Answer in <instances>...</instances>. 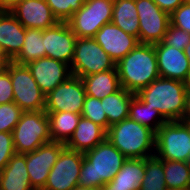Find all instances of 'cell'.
I'll list each match as a JSON object with an SVG mask.
<instances>
[{"instance_id": "5", "label": "cell", "mask_w": 190, "mask_h": 190, "mask_svg": "<svg viewBox=\"0 0 190 190\" xmlns=\"http://www.w3.org/2000/svg\"><path fill=\"white\" fill-rule=\"evenodd\" d=\"M16 153H28L52 142L50 121L45 110L23 112L12 131Z\"/></svg>"}, {"instance_id": "22", "label": "cell", "mask_w": 190, "mask_h": 190, "mask_svg": "<svg viewBox=\"0 0 190 190\" xmlns=\"http://www.w3.org/2000/svg\"><path fill=\"white\" fill-rule=\"evenodd\" d=\"M0 190H34L26 167V156L15 153L0 172Z\"/></svg>"}, {"instance_id": "41", "label": "cell", "mask_w": 190, "mask_h": 190, "mask_svg": "<svg viewBox=\"0 0 190 190\" xmlns=\"http://www.w3.org/2000/svg\"><path fill=\"white\" fill-rule=\"evenodd\" d=\"M10 61L12 60L6 55L3 47L0 45V63L5 66Z\"/></svg>"}, {"instance_id": "23", "label": "cell", "mask_w": 190, "mask_h": 190, "mask_svg": "<svg viewBox=\"0 0 190 190\" xmlns=\"http://www.w3.org/2000/svg\"><path fill=\"white\" fill-rule=\"evenodd\" d=\"M81 79L86 95L100 100L122 88L116 67Z\"/></svg>"}, {"instance_id": "1", "label": "cell", "mask_w": 190, "mask_h": 190, "mask_svg": "<svg viewBox=\"0 0 190 190\" xmlns=\"http://www.w3.org/2000/svg\"><path fill=\"white\" fill-rule=\"evenodd\" d=\"M116 68L121 87L137 94L160 77L154 44L139 43Z\"/></svg>"}, {"instance_id": "38", "label": "cell", "mask_w": 190, "mask_h": 190, "mask_svg": "<svg viewBox=\"0 0 190 190\" xmlns=\"http://www.w3.org/2000/svg\"><path fill=\"white\" fill-rule=\"evenodd\" d=\"M161 10L169 15L174 12L185 0H153Z\"/></svg>"}, {"instance_id": "30", "label": "cell", "mask_w": 190, "mask_h": 190, "mask_svg": "<svg viewBox=\"0 0 190 190\" xmlns=\"http://www.w3.org/2000/svg\"><path fill=\"white\" fill-rule=\"evenodd\" d=\"M140 190H167L164 178V160L155 155L145 158V174Z\"/></svg>"}, {"instance_id": "20", "label": "cell", "mask_w": 190, "mask_h": 190, "mask_svg": "<svg viewBox=\"0 0 190 190\" xmlns=\"http://www.w3.org/2000/svg\"><path fill=\"white\" fill-rule=\"evenodd\" d=\"M145 174V158H127L114 178L101 190H140Z\"/></svg>"}, {"instance_id": "12", "label": "cell", "mask_w": 190, "mask_h": 190, "mask_svg": "<svg viewBox=\"0 0 190 190\" xmlns=\"http://www.w3.org/2000/svg\"><path fill=\"white\" fill-rule=\"evenodd\" d=\"M86 98L85 86L80 77L70 76L45 97V112L71 111L81 114Z\"/></svg>"}, {"instance_id": "26", "label": "cell", "mask_w": 190, "mask_h": 190, "mask_svg": "<svg viewBox=\"0 0 190 190\" xmlns=\"http://www.w3.org/2000/svg\"><path fill=\"white\" fill-rule=\"evenodd\" d=\"M46 113L50 121L52 142L66 144L76 130L81 114H76L71 111Z\"/></svg>"}, {"instance_id": "16", "label": "cell", "mask_w": 190, "mask_h": 190, "mask_svg": "<svg viewBox=\"0 0 190 190\" xmlns=\"http://www.w3.org/2000/svg\"><path fill=\"white\" fill-rule=\"evenodd\" d=\"M154 49L160 77L190 84L189 62L183 50L165 45L163 42L155 43Z\"/></svg>"}, {"instance_id": "14", "label": "cell", "mask_w": 190, "mask_h": 190, "mask_svg": "<svg viewBox=\"0 0 190 190\" xmlns=\"http://www.w3.org/2000/svg\"><path fill=\"white\" fill-rule=\"evenodd\" d=\"M77 37L67 22H58L55 26L43 30L46 57L71 64Z\"/></svg>"}, {"instance_id": "13", "label": "cell", "mask_w": 190, "mask_h": 190, "mask_svg": "<svg viewBox=\"0 0 190 190\" xmlns=\"http://www.w3.org/2000/svg\"><path fill=\"white\" fill-rule=\"evenodd\" d=\"M64 148L65 144L61 142H49L32 152L24 153L30 183L34 190L44 189L50 170Z\"/></svg>"}, {"instance_id": "29", "label": "cell", "mask_w": 190, "mask_h": 190, "mask_svg": "<svg viewBox=\"0 0 190 190\" xmlns=\"http://www.w3.org/2000/svg\"><path fill=\"white\" fill-rule=\"evenodd\" d=\"M164 178L167 190H189L190 163L164 160Z\"/></svg>"}, {"instance_id": "4", "label": "cell", "mask_w": 190, "mask_h": 190, "mask_svg": "<svg viewBox=\"0 0 190 190\" xmlns=\"http://www.w3.org/2000/svg\"><path fill=\"white\" fill-rule=\"evenodd\" d=\"M106 138L127 158H149L155 155L156 133L129 117L111 125Z\"/></svg>"}, {"instance_id": "42", "label": "cell", "mask_w": 190, "mask_h": 190, "mask_svg": "<svg viewBox=\"0 0 190 190\" xmlns=\"http://www.w3.org/2000/svg\"><path fill=\"white\" fill-rule=\"evenodd\" d=\"M73 190H101V188H96V187L88 188L85 186L77 185Z\"/></svg>"}, {"instance_id": "40", "label": "cell", "mask_w": 190, "mask_h": 190, "mask_svg": "<svg viewBox=\"0 0 190 190\" xmlns=\"http://www.w3.org/2000/svg\"><path fill=\"white\" fill-rule=\"evenodd\" d=\"M21 0H0V10L1 11H10L16 5H18Z\"/></svg>"}, {"instance_id": "18", "label": "cell", "mask_w": 190, "mask_h": 190, "mask_svg": "<svg viewBox=\"0 0 190 190\" xmlns=\"http://www.w3.org/2000/svg\"><path fill=\"white\" fill-rule=\"evenodd\" d=\"M10 12L26 29L45 30L59 22L46 0H21Z\"/></svg>"}, {"instance_id": "17", "label": "cell", "mask_w": 190, "mask_h": 190, "mask_svg": "<svg viewBox=\"0 0 190 190\" xmlns=\"http://www.w3.org/2000/svg\"><path fill=\"white\" fill-rule=\"evenodd\" d=\"M93 38L115 64L140 43L137 37L125 33L112 22L103 25Z\"/></svg>"}, {"instance_id": "11", "label": "cell", "mask_w": 190, "mask_h": 190, "mask_svg": "<svg viewBox=\"0 0 190 190\" xmlns=\"http://www.w3.org/2000/svg\"><path fill=\"white\" fill-rule=\"evenodd\" d=\"M84 153L64 148L48 175L43 190H73L79 185Z\"/></svg>"}, {"instance_id": "33", "label": "cell", "mask_w": 190, "mask_h": 190, "mask_svg": "<svg viewBox=\"0 0 190 190\" xmlns=\"http://www.w3.org/2000/svg\"><path fill=\"white\" fill-rule=\"evenodd\" d=\"M24 111L15 103L0 105V132L12 133Z\"/></svg>"}, {"instance_id": "32", "label": "cell", "mask_w": 190, "mask_h": 190, "mask_svg": "<svg viewBox=\"0 0 190 190\" xmlns=\"http://www.w3.org/2000/svg\"><path fill=\"white\" fill-rule=\"evenodd\" d=\"M85 2L86 0H46L59 22H66Z\"/></svg>"}, {"instance_id": "37", "label": "cell", "mask_w": 190, "mask_h": 190, "mask_svg": "<svg viewBox=\"0 0 190 190\" xmlns=\"http://www.w3.org/2000/svg\"><path fill=\"white\" fill-rule=\"evenodd\" d=\"M14 93L9 71L2 67L0 69V105L13 102Z\"/></svg>"}, {"instance_id": "15", "label": "cell", "mask_w": 190, "mask_h": 190, "mask_svg": "<svg viewBox=\"0 0 190 190\" xmlns=\"http://www.w3.org/2000/svg\"><path fill=\"white\" fill-rule=\"evenodd\" d=\"M27 67L45 95L72 76L70 65L50 57L32 61Z\"/></svg>"}, {"instance_id": "19", "label": "cell", "mask_w": 190, "mask_h": 190, "mask_svg": "<svg viewBox=\"0 0 190 190\" xmlns=\"http://www.w3.org/2000/svg\"><path fill=\"white\" fill-rule=\"evenodd\" d=\"M25 34L26 28L10 11L0 12V45L11 60L21 51Z\"/></svg>"}, {"instance_id": "2", "label": "cell", "mask_w": 190, "mask_h": 190, "mask_svg": "<svg viewBox=\"0 0 190 190\" xmlns=\"http://www.w3.org/2000/svg\"><path fill=\"white\" fill-rule=\"evenodd\" d=\"M127 159L107 138L84 152L79 185L102 188L110 182Z\"/></svg>"}, {"instance_id": "9", "label": "cell", "mask_w": 190, "mask_h": 190, "mask_svg": "<svg viewBox=\"0 0 190 190\" xmlns=\"http://www.w3.org/2000/svg\"><path fill=\"white\" fill-rule=\"evenodd\" d=\"M113 4L114 0H86L66 22L77 38L94 37L112 21Z\"/></svg>"}, {"instance_id": "7", "label": "cell", "mask_w": 190, "mask_h": 190, "mask_svg": "<svg viewBox=\"0 0 190 190\" xmlns=\"http://www.w3.org/2000/svg\"><path fill=\"white\" fill-rule=\"evenodd\" d=\"M10 73L14 100L24 112L45 110L46 95L41 91L27 65L10 61L4 66Z\"/></svg>"}, {"instance_id": "10", "label": "cell", "mask_w": 190, "mask_h": 190, "mask_svg": "<svg viewBox=\"0 0 190 190\" xmlns=\"http://www.w3.org/2000/svg\"><path fill=\"white\" fill-rule=\"evenodd\" d=\"M136 8L139 18V42H162L170 24V15L161 10L153 0H136Z\"/></svg>"}, {"instance_id": "39", "label": "cell", "mask_w": 190, "mask_h": 190, "mask_svg": "<svg viewBox=\"0 0 190 190\" xmlns=\"http://www.w3.org/2000/svg\"><path fill=\"white\" fill-rule=\"evenodd\" d=\"M180 121L187 124L190 123V84H188V90L185 98V109Z\"/></svg>"}, {"instance_id": "36", "label": "cell", "mask_w": 190, "mask_h": 190, "mask_svg": "<svg viewBox=\"0 0 190 190\" xmlns=\"http://www.w3.org/2000/svg\"><path fill=\"white\" fill-rule=\"evenodd\" d=\"M15 153L12 133L0 132V172Z\"/></svg>"}, {"instance_id": "8", "label": "cell", "mask_w": 190, "mask_h": 190, "mask_svg": "<svg viewBox=\"0 0 190 190\" xmlns=\"http://www.w3.org/2000/svg\"><path fill=\"white\" fill-rule=\"evenodd\" d=\"M115 67V62L93 37L77 38L70 64L72 75L82 78Z\"/></svg>"}, {"instance_id": "27", "label": "cell", "mask_w": 190, "mask_h": 190, "mask_svg": "<svg viewBox=\"0 0 190 190\" xmlns=\"http://www.w3.org/2000/svg\"><path fill=\"white\" fill-rule=\"evenodd\" d=\"M43 57H46L43 30L35 28L26 29L23 47L12 61L17 64L27 65Z\"/></svg>"}, {"instance_id": "43", "label": "cell", "mask_w": 190, "mask_h": 190, "mask_svg": "<svg viewBox=\"0 0 190 190\" xmlns=\"http://www.w3.org/2000/svg\"><path fill=\"white\" fill-rule=\"evenodd\" d=\"M184 53L188 59L189 62V69H190V42L189 44L184 48Z\"/></svg>"}, {"instance_id": "34", "label": "cell", "mask_w": 190, "mask_h": 190, "mask_svg": "<svg viewBox=\"0 0 190 190\" xmlns=\"http://www.w3.org/2000/svg\"><path fill=\"white\" fill-rule=\"evenodd\" d=\"M162 42L165 45L184 51V48L190 42V33L169 24Z\"/></svg>"}, {"instance_id": "24", "label": "cell", "mask_w": 190, "mask_h": 190, "mask_svg": "<svg viewBox=\"0 0 190 190\" xmlns=\"http://www.w3.org/2000/svg\"><path fill=\"white\" fill-rule=\"evenodd\" d=\"M112 23L139 39V18L136 0H114Z\"/></svg>"}, {"instance_id": "35", "label": "cell", "mask_w": 190, "mask_h": 190, "mask_svg": "<svg viewBox=\"0 0 190 190\" xmlns=\"http://www.w3.org/2000/svg\"><path fill=\"white\" fill-rule=\"evenodd\" d=\"M170 24L190 33V4L188 2L185 1L170 14Z\"/></svg>"}, {"instance_id": "3", "label": "cell", "mask_w": 190, "mask_h": 190, "mask_svg": "<svg viewBox=\"0 0 190 190\" xmlns=\"http://www.w3.org/2000/svg\"><path fill=\"white\" fill-rule=\"evenodd\" d=\"M188 84L159 77L136 95L148 106L158 110L167 121H180L185 109Z\"/></svg>"}, {"instance_id": "25", "label": "cell", "mask_w": 190, "mask_h": 190, "mask_svg": "<svg viewBox=\"0 0 190 190\" xmlns=\"http://www.w3.org/2000/svg\"><path fill=\"white\" fill-rule=\"evenodd\" d=\"M134 96V93L121 88L101 99L103 110L108 119V128L128 118L129 106Z\"/></svg>"}, {"instance_id": "28", "label": "cell", "mask_w": 190, "mask_h": 190, "mask_svg": "<svg viewBox=\"0 0 190 190\" xmlns=\"http://www.w3.org/2000/svg\"><path fill=\"white\" fill-rule=\"evenodd\" d=\"M128 117L152 129L155 133L167 122L158 110L148 106L136 94L130 103Z\"/></svg>"}, {"instance_id": "6", "label": "cell", "mask_w": 190, "mask_h": 190, "mask_svg": "<svg viewBox=\"0 0 190 190\" xmlns=\"http://www.w3.org/2000/svg\"><path fill=\"white\" fill-rule=\"evenodd\" d=\"M190 125L167 121L156 132L155 156L160 160L189 162Z\"/></svg>"}, {"instance_id": "31", "label": "cell", "mask_w": 190, "mask_h": 190, "mask_svg": "<svg viewBox=\"0 0 190 190\" xmlns=\"http://www.w3.org/2000/svg\"><path fill=\"white\" fill-rule=\"evenodd\" d=\"M81 116L108 130V119L103 110V104L100 99L86 95Z\"/></svg>"}, {"instance_id": "21", "label": "cell", "mask_w": 190, "mask_h": 190, "mask_svg": "<svg viewBox=\"0 0 190 190\" xmlns=\"http://www.w3.org/2000/svg\"><path fill=\"white\" fill-rule=\"evenodd\" d=\"M107 131L100 125L81 116L76 130L65 147L79 152H86L106 139Z\"/></svg>"}]
</instances>
